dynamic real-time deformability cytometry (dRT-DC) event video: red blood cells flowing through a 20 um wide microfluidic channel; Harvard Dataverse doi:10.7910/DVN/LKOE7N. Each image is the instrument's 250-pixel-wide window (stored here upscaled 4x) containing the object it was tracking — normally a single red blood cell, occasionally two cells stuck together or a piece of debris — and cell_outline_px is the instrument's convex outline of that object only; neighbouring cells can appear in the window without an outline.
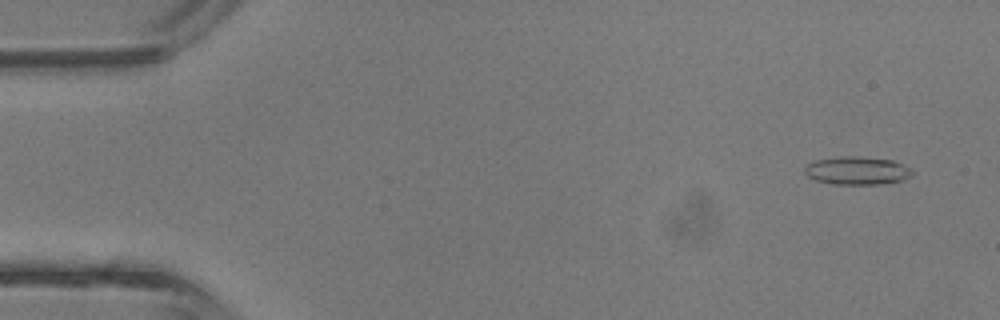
{"species": "common noctule bat (a hibernating species)", "species_latin": "Nyctalus noctula", "temperature_condition": "room temperature", "stored_images_in_passage": 43, "camera_frame_rate_fps": 3000, "um_per_image_px": 0.085, "animal": {"sex": "male", "body_mass_g": 13.3}, "frame": {"image": 1, "passage_image": 3, "time_ms": 0.667, "image_size_px": [1000, 320], "cell_outline_px": [[912, 176], [904, 180], [880, 184], [832, 184], [816, 180], [808, 176], [804, 172], [804, 168], [808, 164], [816, 160], [840, 156], [860, 156], [892, 160], [912, 168]], "centroid_in_image_um": [72.87, 14.5], "position_along_channel_um": 12.1, "area_um2": 17.69}}
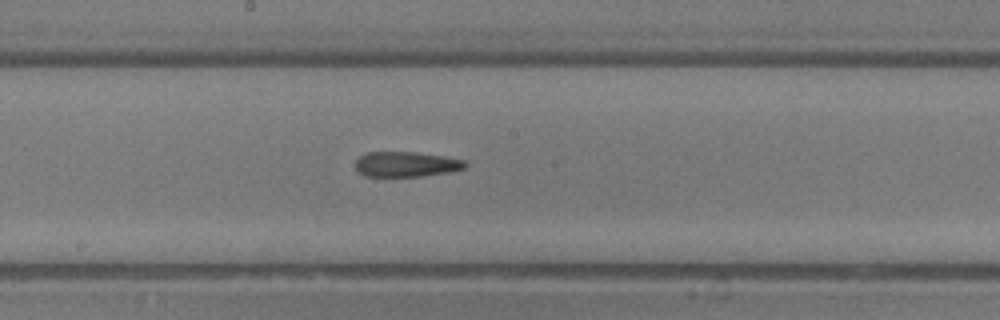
{"frame": {"image": 2, "passage_image": 23, "time_ms": 7.333, "image_size_px": [1000, 320], "cell_outline_px": [[468, 164], [464, 168], [452, 172], [424, 176], [364, 176], [356, 168], [356, 160], [360, 156], [368, 152], [416, 152], [444, 156], [464, 160]], "centroid_in_image_um": [34.56, 13.96], "position_along_channel_um": 213.6, "area_um2": 16.13}}
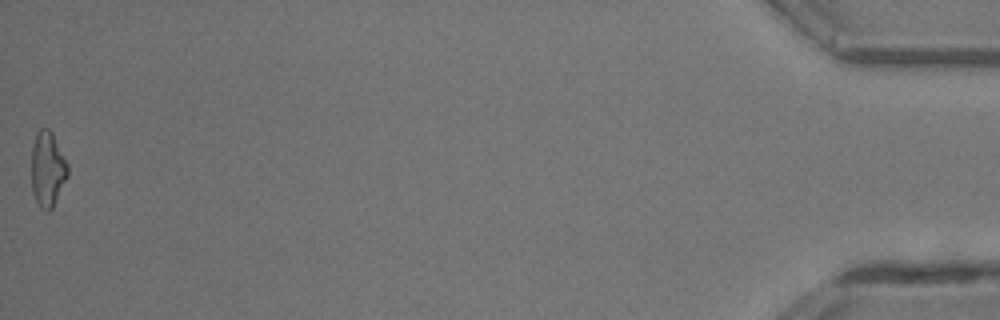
{"frame": {"image": 3, "passage_image": 43, "time_ms": 14.0, "image_size_px": [1000, 320], "cell_outline_px": [[68, 176], [52, 208], [48, 212], [44, 212], [40, 208], [32, 192], [32, 144], [36, 132], [40, 128], [48, 128], [52, 132], [68, 164]], "centroid_in_image_um": [4.04, 14.38], "position_along_channel_um": 431.2, "area_um2": 16.01}, "authors_computed_cell_mechanics": {"area_um2": 16.2418, "velocity_mm_per_s": 4.83, "shape_relaxation_time_tau1_ms": null, "shape_relaxation_time_tau2_ms": 3.3079, "deformation_change_tau1": null, "deformation_change_tau2": 0.1694}}